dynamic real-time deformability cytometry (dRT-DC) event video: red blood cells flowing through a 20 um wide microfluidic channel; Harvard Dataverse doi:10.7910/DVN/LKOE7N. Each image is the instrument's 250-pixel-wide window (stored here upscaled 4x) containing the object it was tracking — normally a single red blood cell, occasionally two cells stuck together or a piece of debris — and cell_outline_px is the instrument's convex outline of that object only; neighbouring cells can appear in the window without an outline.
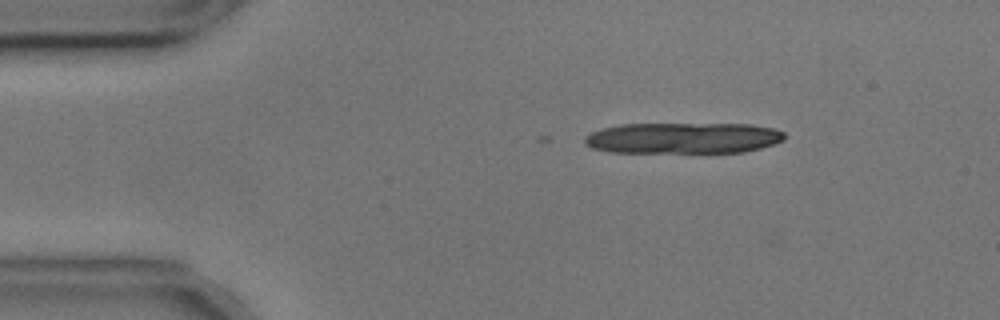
{"species": "common noctule bat (a hibernating species)", "species_latin": "Nyctalus noctula", "temperature_condition": "cold", "stored_images_in_passage": 2, "camera_frame_rate_fps": 3000, "um_per_image_px": 0.085, "animal": {"sex": "male", "body_mass_g": 17.9, "forearm_length_mm": 54.2}, "frame": {"image": 1, "passage_image": 2, "time_ms": 0.333, "image_size_px": [1000, 320], "cell_outline_px": [[784, 140], [760, 148], [744, 152], [608, 152], [592, 148], [584, 144], [584, 136], [592, 132], [604, 128], [620, 124], [752, 124], [772, 128], [784, 132]], "centroid_in_image_um": [58.04, 11.73], "position_along_channel_um": 27.0, "area_um2": 36.13}}